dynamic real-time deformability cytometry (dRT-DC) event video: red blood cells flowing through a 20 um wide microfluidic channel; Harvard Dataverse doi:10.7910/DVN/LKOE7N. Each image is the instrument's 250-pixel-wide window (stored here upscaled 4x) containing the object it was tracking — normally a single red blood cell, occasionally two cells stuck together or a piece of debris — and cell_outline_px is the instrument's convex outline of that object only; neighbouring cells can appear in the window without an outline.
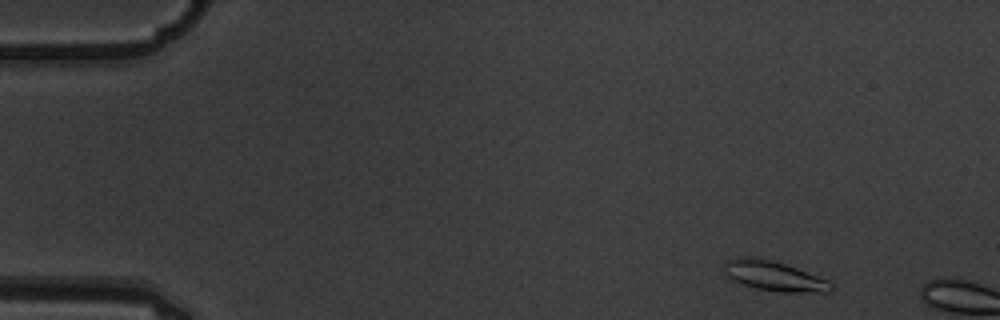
{"species": "common noctule bat (a hibernating species)", "species_latin": "Nyctalus noctula", "temperature_condition": "warm", "stored_images_in_passage": 2, "camera_frame_rate_fps": 3000, "um_per_image_px": 0.085, "animal": {"sex": "male", "body_mass_g": 19.5, "forearm_length_mm": 54.6}, "frame": {"image": 1, "passage_image": 1, "time_ms": 0.0, "image_size_px": [1000, 320], "cell_outline_px": [[836, 288], [828, 292], [780, 292], [756, 288], [732, 280], [724, 272], [724, 264], [728, 260], [736, 256], [752, 256], [784, 264], [796, 268], [828, 280]], "centroid_in_image_um": [65.78, 23.46], "position_along_channel_um": 19.2, "area_um2": 18.5}}